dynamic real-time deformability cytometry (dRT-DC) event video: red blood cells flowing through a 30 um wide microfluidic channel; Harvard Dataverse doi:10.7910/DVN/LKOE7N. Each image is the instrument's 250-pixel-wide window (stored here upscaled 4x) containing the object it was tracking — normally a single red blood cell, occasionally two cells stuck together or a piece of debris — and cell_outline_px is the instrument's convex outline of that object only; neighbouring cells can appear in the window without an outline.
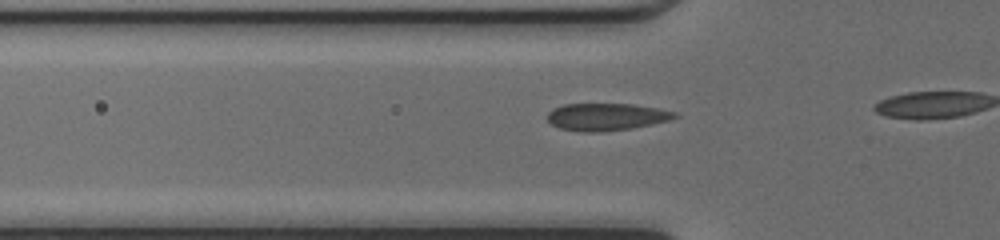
{"species": "common noctule bat (a hibernating species)", "species_latin": "Nyctalus noctula", "temperature_condition": "cold", "stored_images_in_passage": 10, "camera_frame_rate_fps": 3000, "um_per_image_px": 0.085, "animal": {"sex": "female", "body_mass_g": 17.0, "forearm_length_mm": 48.0}, "frame": {"image": 1, "passage_image": 5, "time_ms": 1.333, "image_size_px": [1000, 240], "cell_outline_px": [[680, 116], [668, 120], [652, 124], [632, 128], [600, 132], [584, 132], [560, 128], [552, 124], [548, 120], [548, 112], [552, 108], [564, 104], [632, 104], [656, 108], [676, 112]], "centroid_in_image_um": [51.53, 9.93], "position_along_channel_um": 74.3, "area_um2": 20.17}}
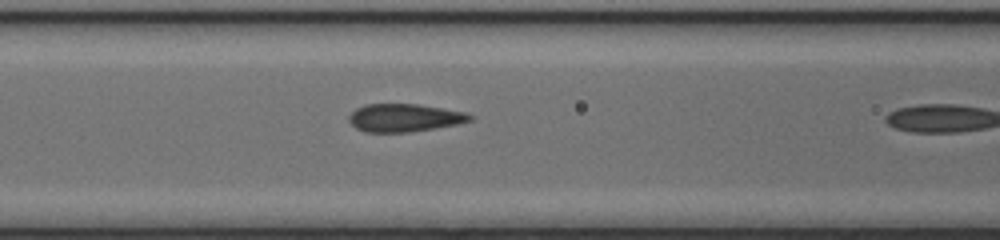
{"frame": {"image": 2, "passage_image": 9, "time_ms": 2.667, "image_size_px": [1000, 240], "cell_outline_px": [[476, 116], [472, 120], [456, 124], [408, 132], [364, 132], [356, 128], [348, 120], [348, 116], [356, 108], [364, 104], [420, 104], [468, 112]], "centroid_in_image_um": [34.39, 10.0], "position_along_channel_um": 132.2, "area_um2": 19.83}}